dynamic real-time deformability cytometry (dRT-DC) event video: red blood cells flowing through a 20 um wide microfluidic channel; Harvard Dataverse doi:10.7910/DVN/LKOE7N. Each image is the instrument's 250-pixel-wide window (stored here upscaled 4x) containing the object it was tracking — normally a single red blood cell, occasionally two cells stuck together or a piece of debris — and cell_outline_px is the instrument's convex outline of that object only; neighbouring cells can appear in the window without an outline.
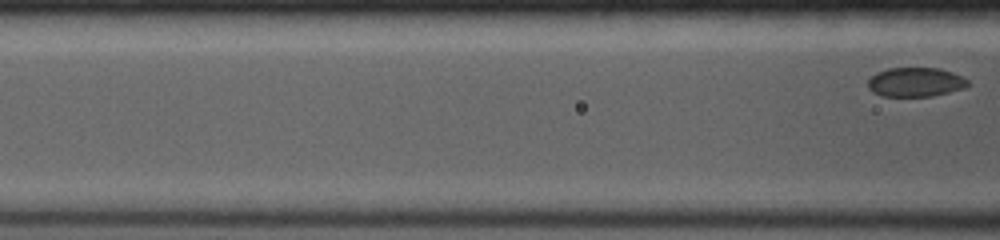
{"species": "common noctule bat (a hibernating species)", "species_latin": "Nyctalus noctula", "temperature_condition": "room temperature", "stored_images_in_passage": 5, "segment_of_instrument_passage": [2, 2], "camera_frame_rate_fps": 4000, "um_per_image_px": 0.085, "animal": {"sex": "female", "body_mass_g": 19.0, "forearm_length_mm": 53.3}, "frame": {"image": 1, "passage_image": 5, "time_ms": 3.0, "image_size_px": [1000, 240], "cell_outline_px": [[972, 84], [964, 88], [932, 96], [880, 96], [872, 92], [868, 88], [868, 80], [876, 72], [888, 68], [940, 68], [952, 72], [968, 80]], "centroid_in_image_um": [77.81, 6.98], "position_along_channel_um": 88.8, "area_um2": 17.11}}